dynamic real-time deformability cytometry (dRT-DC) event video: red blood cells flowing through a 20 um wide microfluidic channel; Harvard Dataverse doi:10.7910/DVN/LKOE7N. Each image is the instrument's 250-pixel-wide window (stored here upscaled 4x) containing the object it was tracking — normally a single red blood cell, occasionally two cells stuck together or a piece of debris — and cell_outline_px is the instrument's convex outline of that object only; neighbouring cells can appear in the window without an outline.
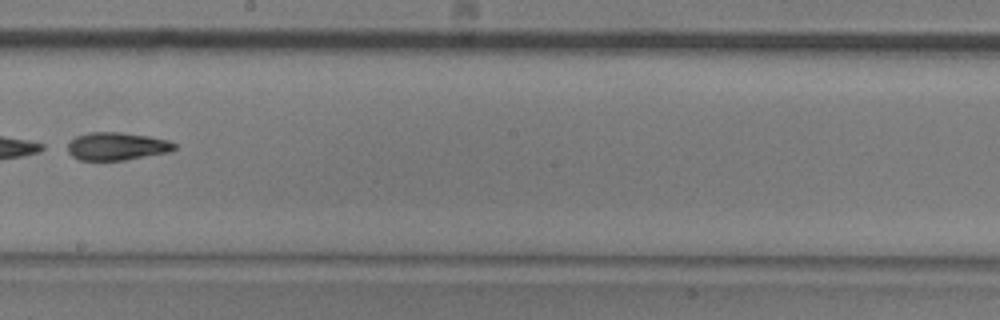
{"species": "common noctule bat (a hibernating species)", "species_latin": "Nyctalus noctula", "temperature_condition": "room temperature", "stored_images_in_passage": 9, "camera_frame_rate_fps": 3000, "um_per_image_px": 0.085, "animal": {"sex": "male", "body_mass_g": 20.5, "forearm_length_mm": 52.5}, "frame": {"image": 1, "passage_image": 7, "time_ms": 2.0, "image_size_px": [1000, 320], "cell_outline_px": [[176, 148], [168, 152], [124, 160], [80, 160], [72, 156], [68, 152], [68, 144], [76, 136], [88, 132], [120, 132], [148, 136], [168, 140], [176, 144]], "centroid_in_image_um": [9.92, 12.43], "position_along_channel_um": 238.3, "area_um2": 17.22}}
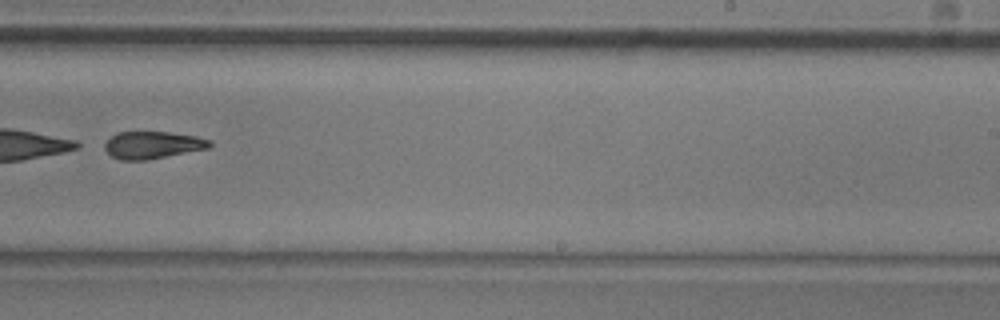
{"frame": {"image": 2, "passage_image": 8, "time_ms": 2.333, "image_size_px": [1000, 320], "cell_outline_px": [[212, 144], [208, 148], [148, 160], [120, 160], [112, 156], [104, 148], [104, 144], [116, 132], [168, 132], [196, 136], [212, 140]], "centroid_in_image_um": [12.98, 12.32], "position_along_channel_um": 276.0, "area_um2": 16.65}}